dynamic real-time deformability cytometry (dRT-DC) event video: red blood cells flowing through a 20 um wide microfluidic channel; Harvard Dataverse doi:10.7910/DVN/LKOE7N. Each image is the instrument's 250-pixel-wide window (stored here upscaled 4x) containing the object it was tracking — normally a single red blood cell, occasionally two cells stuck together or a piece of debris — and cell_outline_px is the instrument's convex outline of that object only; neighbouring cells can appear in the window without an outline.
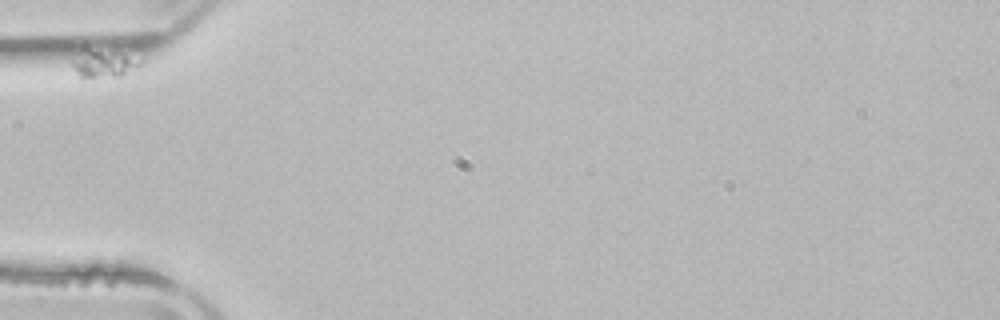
{"species": "common noctule bat (a hibernating species)", "species_latin": "Nyctalus noctula", "temperature_condition": "room temperature", "stored_images_in_passage": 3, "camera_frame_rate_fps": 3000, "um_per_image_px": 0.085, "animal": {"sex": "male", "body_mass_g": 21.5, "forearm_length_mm": 52.0}, "frame": {"image": 1, "passage_image": 1, "time_ms": 0.0, "image_size_px": [1000, 320], "cell_outline_px": [[140, 64], [136, 68], [124, 76], [84, 80], [80, 80], [72, 64], [72, 60], [84, 48], [88, 48], [124, 56], [140, 60]], "centroid_in_image_um": [8.7, 5.5], "position_along_channel_um": 76.3, "area_um2": 10.87}}
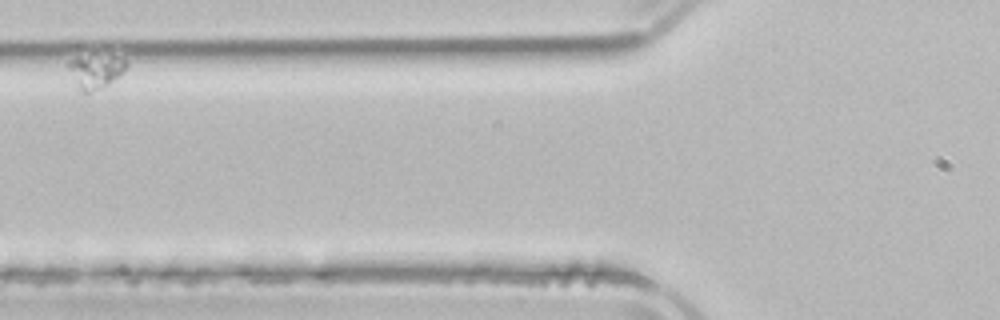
{"frame": {"image": 2, "passage_image": 2, "time_ms": 2.667, "image_size_px": [1000, 320], "cell_outline_px": [[128, 64], [120, 76], [108, 84], [100, 88], [88, 92], [80, 92], [68, 68], [68, 64], [76, 56], [116, 56], [124, 60]], "centroid_in_image_um": [8.13, 6.05], "position_along_channel_um": 117.7, "area_um2": 11.21}}